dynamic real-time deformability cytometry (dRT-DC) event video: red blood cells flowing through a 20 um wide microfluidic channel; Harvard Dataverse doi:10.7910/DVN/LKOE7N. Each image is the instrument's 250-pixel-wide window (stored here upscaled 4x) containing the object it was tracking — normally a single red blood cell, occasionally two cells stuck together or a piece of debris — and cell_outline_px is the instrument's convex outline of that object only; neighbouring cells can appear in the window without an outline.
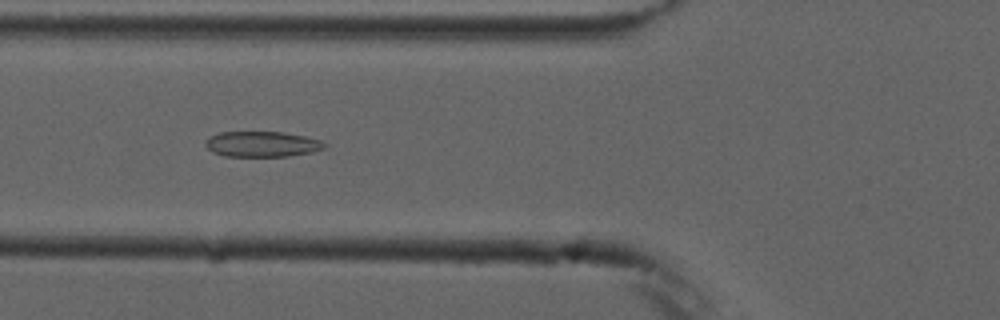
{"species": "common noctule bat (a hibernating species)", "species_latin": "Nyctalus noctula", "temperature_condition": "cold", "stored_images_in_passage": 8, "camera_frame_rate_fps": 3000, "um_per_image_px": 0.085, "animal": {"sex": "male", "forearm_length_mm": 52.5}, "frame": {"image": 1, "passage_image": 4, "time_ms": 3.333, "image_size_px": [1000, 320], "cell_outline_px": [[328, 148], [312, 152], [288, 156], [224, 156], [212, 152], [204, 144], [204, 140], [208, 136], [220, 132], [284, 132], [304, 136], [320, 140], [328, 144]], "centroid_in_image_um": [22.27, 12.25], "position_along_channel_um": 103.5, "area_um2": 17.92}}
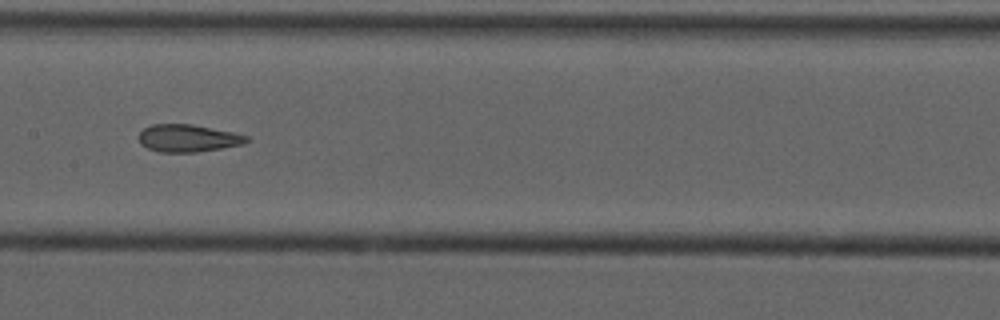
{"frame": {"image": 2, "passage_image": 6, "time_ms": 5.667, "image_size_px": [1000, 320], "cell_outline_px": [[252, 140], [244, 144], [196, 152], [160, 152], [148, 148], [140, 144], [140, 132], [144, 128], [152, 124], [192, 124], [232, 132], [248, 136]], "centroid_in_image_um": [16.0, 11.74], "position_along_channel_um": 191.4, "area_um2": 17.17}}
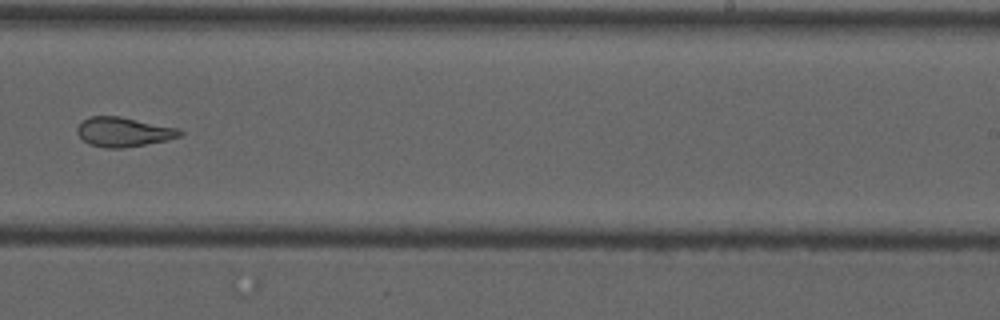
{"frame": {"image": 3, "passage_image": 8, "time_ms": 8.0, "image_size_px": [1000, 320], "cell_outline_px": [[184, 132], [180, 136], [168, 140], [120, 148], [104, 148], [88, 144], [76, 132], [76, 128], [88, 116], [120, 116], [176, 128]], "centroid_in_image_um": [10.47, 11.21], "position_along_channel_um": 278.5, "area_um2": 17.46}}